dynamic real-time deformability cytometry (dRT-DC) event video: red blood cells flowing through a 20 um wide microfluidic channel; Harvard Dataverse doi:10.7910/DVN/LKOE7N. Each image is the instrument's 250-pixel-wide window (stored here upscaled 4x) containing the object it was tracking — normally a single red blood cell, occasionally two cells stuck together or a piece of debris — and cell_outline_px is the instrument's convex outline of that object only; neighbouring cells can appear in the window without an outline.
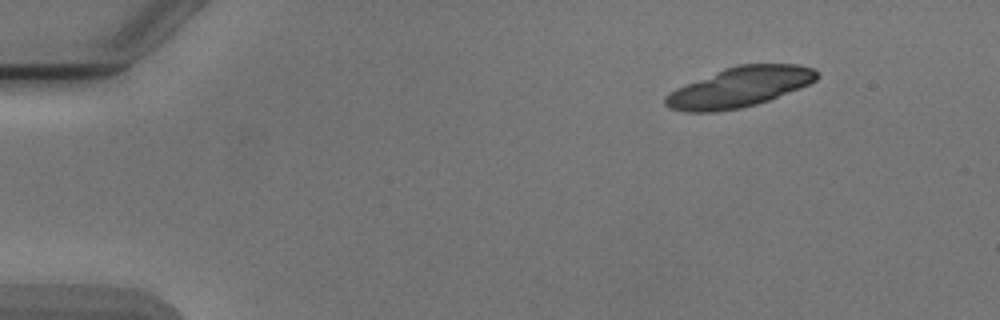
{"species": "Egyptian fruit bat (a non-hibernating species)", "species_latin": "Rousettus aegyptiacus", "temperature_condition": "cold", "stored_images_in_passage": 4, "camera_frame_rate_fps": 3000, "um_per_image_px": 0.085, "animal": {"sex": "male"}, "frame": {"image": 1, "passage_image": 1, "time_ms": 0.0, "image_size_px": [1000, 320], "cell_outline_px": [[820, 76], [816, 80], [800, 88], [768, 100], [756, 104], [740, 108], [716, 112], [688, 112], [672, 108], [664, 104], [664, 96], [668, 92], [676, 88], [724, 68], [740, 64], [796, 64], [812, 68], [820, 72]], "centroid_in_image_um": [62.87, 7.4], "position_along_channel_um": 22.1, "area_um2": 35.2}}